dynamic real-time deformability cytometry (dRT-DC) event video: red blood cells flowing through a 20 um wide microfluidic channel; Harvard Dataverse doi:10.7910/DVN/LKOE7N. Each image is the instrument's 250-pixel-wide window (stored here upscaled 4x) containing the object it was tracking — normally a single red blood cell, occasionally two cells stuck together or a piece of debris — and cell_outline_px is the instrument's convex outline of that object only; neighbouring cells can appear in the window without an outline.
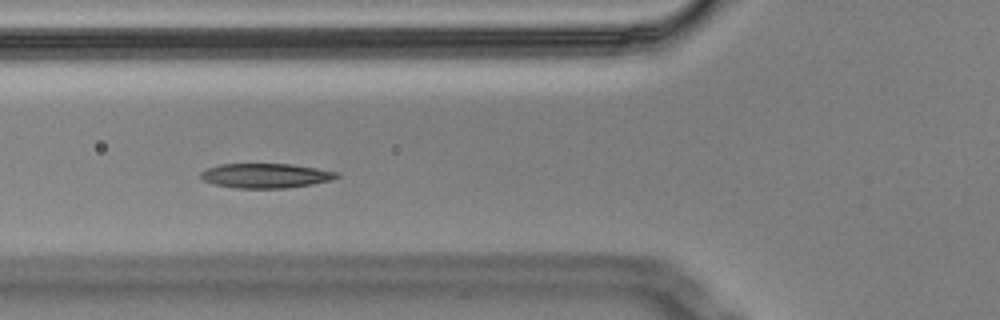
{"species": "Egyptian fruit bat (a non-hibernating species)", "species_latin": "Rousettus aegyptiacus", "temperature_condition": "cold", "stored_images_in_passage": 40, "camera_frame_rate_fps": 3000, "um_per_image_px": 0.085, "animal": {"sex": "male"}, "frame": {"image": 1, "passage_image": 16, "time_ms": 5.0, "image_size_px": [1000, 320], "cell_outline_px": [[340, 176], [332, 180], [312, 184], [288, 188], [236, 188], [212, 184], [204, 180], [200, 176], [200, 172], [208, 168], [220, 164], [288, 164], [316, 168], [340, 172]], "centroid_in_image_um": [22.6, 14.94], "position_along_channel_um": 103.2, "area_um2": 19.54}}
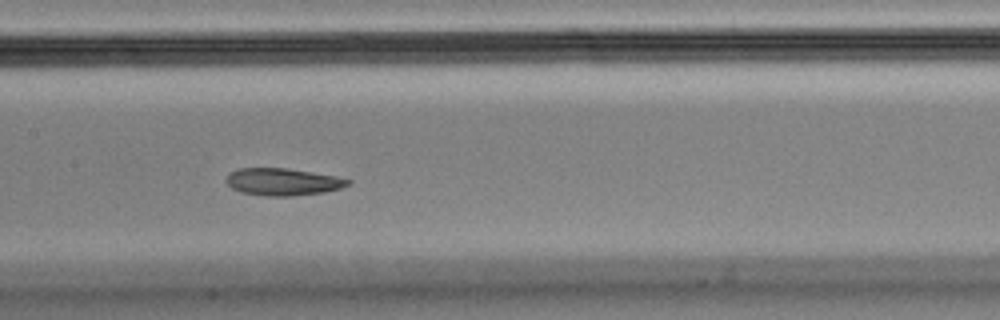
{"frame": {"image": 2, "passage_image": 23, "time_ms": 7.333, "image_size_px": [1000, 320], "cell_outline_px": [[352, 184], [340, 188], [324, 192], [292, 196], [264, 196], [240, 192], [232, 188], [224, 180], [232, 172], [240, 168], [284, 168], [336, 176], [352, 180]], "centroid_in_image_um": [24.05, 15.46], "position_along_channel_um": 183.3, "area_um2": 19.25}}
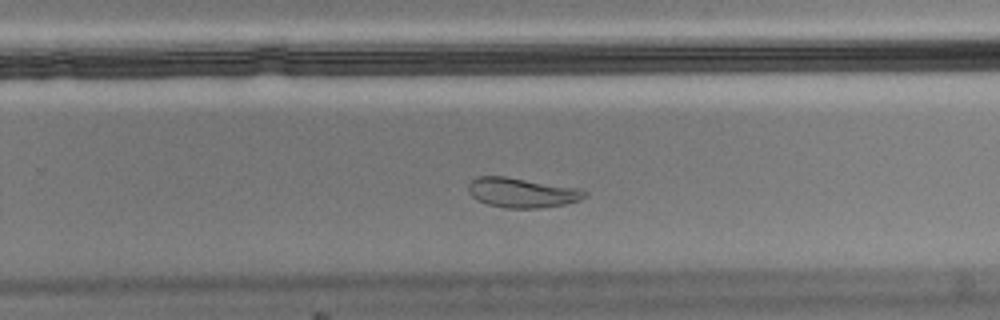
{"frame": {"image": 3, "passage_image": 32, "time_ms": 10.333, "image_size_px": [1000, 320], "cell_outline_px": [[588, 196], [580, 200], [564, 204], [540, 208], [504, 208], [488, 204], [476, 200], [468, 192], [468, 184], [476, 176], [504, 176], [576, 188], [588, 192]], "centroid_in_image_um": [44.33, 16.38], "position_along_channel_um": 285.5, "area_um2": 20.11}, "authors_computed_cell_mechanics": {"area_um2": 19.5364, "velocity_mm_per_s": 3.4129, "shape_relaxation_time_tau1_ms": null, "shape_relaxation_time_tau2_ms": 2.8661, "deformation_change_tau1": null, "deformation_change_tau2": 0.0744}}